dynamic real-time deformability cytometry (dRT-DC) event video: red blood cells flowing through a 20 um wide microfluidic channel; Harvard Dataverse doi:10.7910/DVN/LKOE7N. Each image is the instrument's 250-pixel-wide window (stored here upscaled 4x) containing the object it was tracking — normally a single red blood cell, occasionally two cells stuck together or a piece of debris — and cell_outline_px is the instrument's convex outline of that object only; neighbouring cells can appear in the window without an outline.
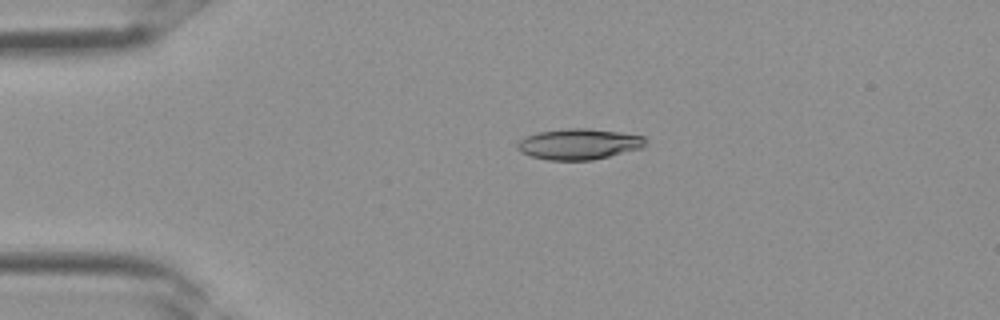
{"species": "Egyptian fruit bat (a non-hibernating species)", "species_latin": "Rousettus aegyptiacus", "temperature_condition": "room temperature", "stored_images_in_passage": 4, "camera_frame_rate_fps": 3000, "um_per_image_px": 0.085, "frame": {"image": 1, "passage_image": 3, "time_ms": 0.667, "image_size_px": [1000, 320], "cell_outline_px": [[648, 140], [644, 148], [592, 160], [548, 160], [532, 156], [520, 152], [516, 148], [516, 144], [520, 140], [528, 136], [540, 132], [568, 128], [588, 128], [620, 132], [644, 136]], "centroid_in_image_um": [49.25, 12.25], "position_along_channel_um": 35.7, "area_um2": 23.06}}
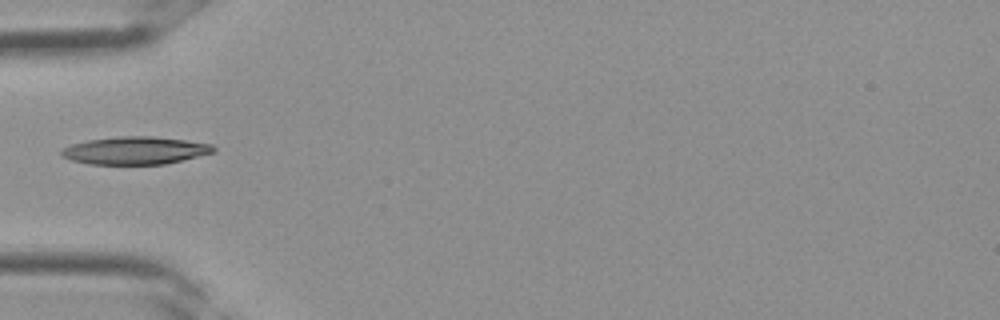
{"frame": {"image": 2, "passage_image": 4, "time_ms": 1.0, "image_size_px": [1000, 320], "cell_outline_px": [[216, 152], [164, 164], [88, 164], [72, 160], [60, 156], [60, 152], [64, 148], [72, 144], [88, 140], [120, 136], [152, 136], [184, 140], [212, 144], [216, 148]], "centroid_in_image_um": [11.5, 12.79], "position_along_channel_um": 73.5, "area_um2": 24.45}}